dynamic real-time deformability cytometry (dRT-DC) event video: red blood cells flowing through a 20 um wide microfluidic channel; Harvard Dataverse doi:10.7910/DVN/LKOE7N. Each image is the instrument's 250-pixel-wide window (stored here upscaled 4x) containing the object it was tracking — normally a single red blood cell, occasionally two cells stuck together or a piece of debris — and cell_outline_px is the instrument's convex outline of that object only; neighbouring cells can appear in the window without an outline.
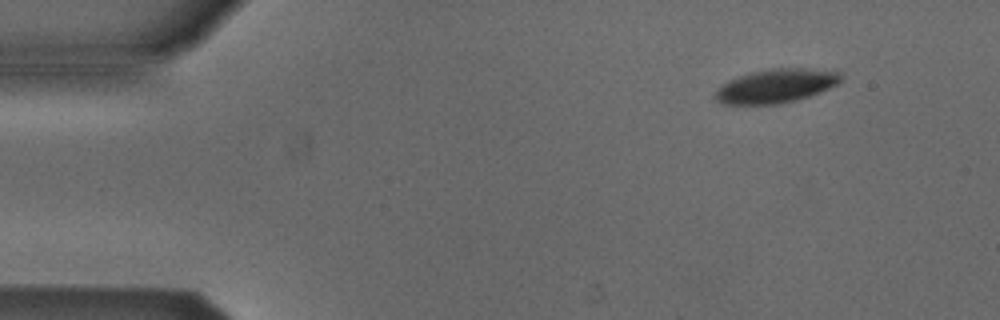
{"species": "Egyptian fruit bat (a non-hibernating species)", "species_latin": "Rousettus aegyptiacus", "temperature_condition": "cold", "stored_images_in_passage": 6, "segment_of_instrument_passage": [1, 2], "camera_frame_rate_fps": 3000, "um_per_image_px": 0.085, "animal": {"sex": "male"}, "frame": {"image": 1, "passage_image": 2, "time_ms": 0.333, "image_size_px": [1000, 320], "cell_outline_px": [[840, 84], [820, 92], [796, 100], [776, 104], [720, 104], [712, 96], [716, 88], [720, 84], [728, 80], [748, 72], [768, 68], [840, 68]], "centroid_in_image_um": [65.97, 7.27], "position_along_channel_um": 19.0, "area_um2": 25.61}}